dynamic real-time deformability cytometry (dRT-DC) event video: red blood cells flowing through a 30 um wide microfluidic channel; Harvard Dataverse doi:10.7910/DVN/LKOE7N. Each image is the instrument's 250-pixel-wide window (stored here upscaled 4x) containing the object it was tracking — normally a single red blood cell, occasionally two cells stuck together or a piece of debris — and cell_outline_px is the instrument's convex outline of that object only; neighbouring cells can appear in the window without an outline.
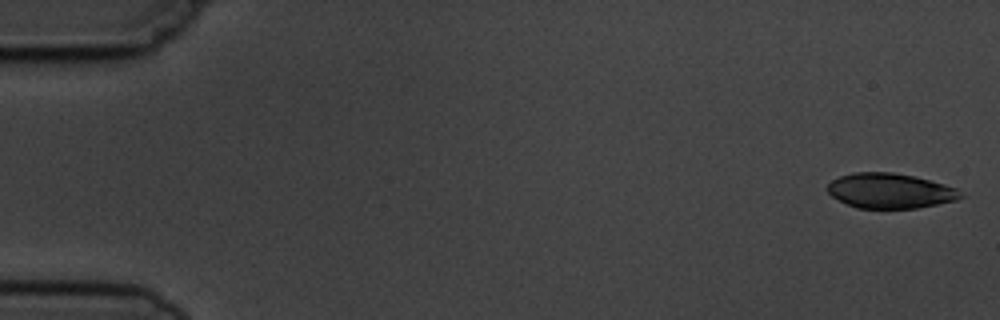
{"species": "common noctule bat (a hibernating species)", "species_latin": "Nyctalus noctula", "temperature_condition": "cold", "stored_images_in_passage": 5, "camera_frame_rate_fps": 3000, "um_per_image_px": 0.085, "animal": {"sex": "male", "body_mass_g": 19.5, "forearm_length_mm": 54.6}, "frame": {"image": 1, "passage_image": 1, "time_ms": 0.0, "image_size_px": [1000, 320], "cell_outline_px": [[964, 196], [956, 200], [916, 208], [856, 208], [832, 196], [824, 188], [832, 180], [840, 176], [852, 172], [892, 172], [916, 176], [944, 184], [956, 188]], "centroid_in_image_um": [75.63, 16.21], "position_along_channel_um": 9.4, "area_um2": 27.17}}